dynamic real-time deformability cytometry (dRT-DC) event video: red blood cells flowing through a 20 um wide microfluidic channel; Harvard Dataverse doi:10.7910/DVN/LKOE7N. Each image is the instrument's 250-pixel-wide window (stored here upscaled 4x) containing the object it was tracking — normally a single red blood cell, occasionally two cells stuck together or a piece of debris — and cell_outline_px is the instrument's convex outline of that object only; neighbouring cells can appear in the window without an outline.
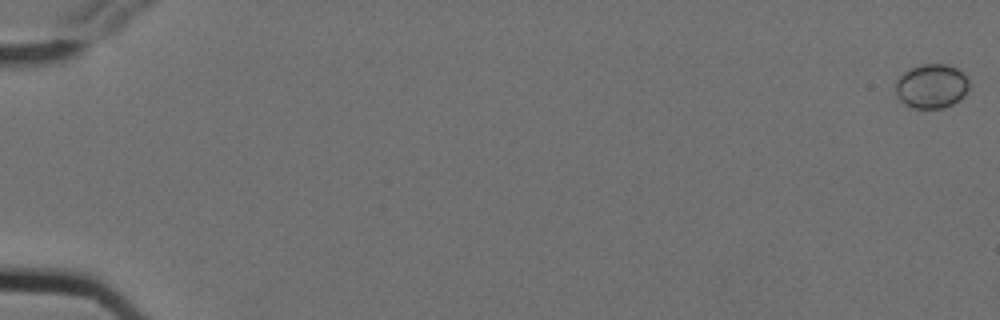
{"species": "Egyptian fruit bat (a non-hibernating species)", "species_latin": "Rousettus aegyptiacus", "temperature_condition": "cold", "stored_images_in_passage": 7, "camera_frame_rate_fps": 3000, "um_per_image_px": 0.085, "animal": {"sex": "female"}, "frame": {"image": 1, "passage_image": 1, "time_ms": 0.0, "image_size_px": [1000, 320], "cell_outline_px": [[968, 88], [964, 96], [960, 100], [944, 108], [912, 108], [904, 104], [896, 96], [896, 80], [904, 72], [912, 68], [924, 64], [944, 64], [956, 68], [968, 80]], "centroid_in_image_um": [79.16, 7.35], "position_along_channel_um": 5.8, "area_um2": 18.84}}
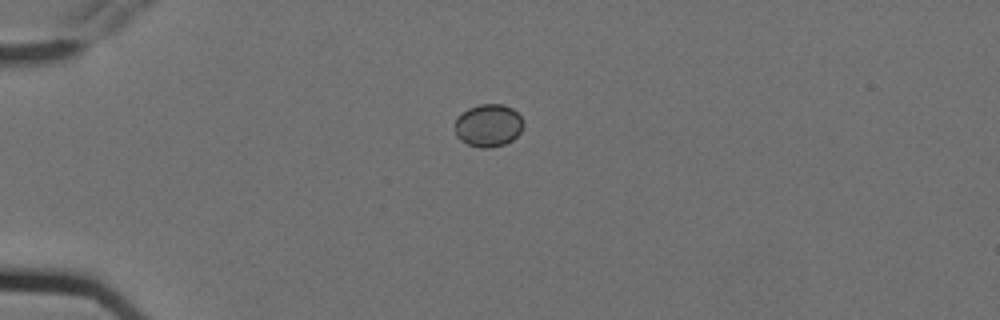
{"frame": {"image": 2, "passage_image": 5, "time_ms": 1.333, "image_size_px": [1000, 320], "cell_outline_px": [[524, 124], [520, 132], [512, 140], [504, 144], [488, 148], [480, 148], [468, 144], [460, 140], [456, 136], [456, 116], [468, 108], [480, 104], [504, 104], [512, 108], [524, 120]], "centroid_in_image_um": [41.51, 10.65], "position_along_channel_um": 43.5, "area_um2": 17.11}}
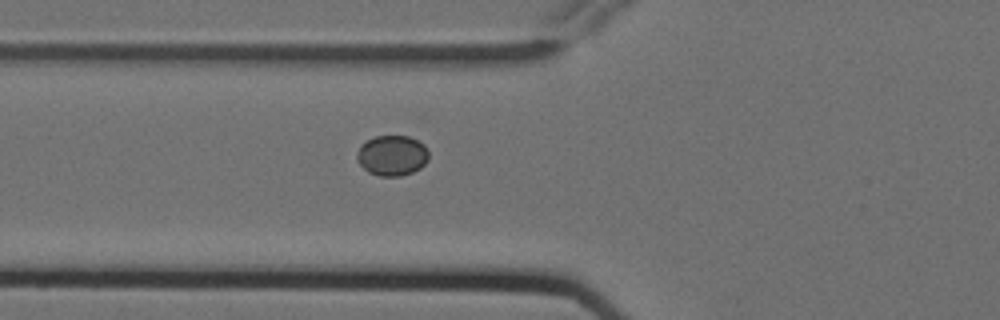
{"frame": {"image": 3, "passage_image": 7, "time_ms": 2.0, "image_size_px": [1000, 320], "cell_outline_px": [[428, 160], [420, 168], [412, 172], [400, 176], [380, 176], [368, 172], [356, 160], [356, 152], [360, 144], [376, 136], [408, 136], [424, 144], [428, 152]], "centroid_in_image_um": [33.3, 13.22], "position_along_channel_um": 92.5, "area_um2": 16.94}}